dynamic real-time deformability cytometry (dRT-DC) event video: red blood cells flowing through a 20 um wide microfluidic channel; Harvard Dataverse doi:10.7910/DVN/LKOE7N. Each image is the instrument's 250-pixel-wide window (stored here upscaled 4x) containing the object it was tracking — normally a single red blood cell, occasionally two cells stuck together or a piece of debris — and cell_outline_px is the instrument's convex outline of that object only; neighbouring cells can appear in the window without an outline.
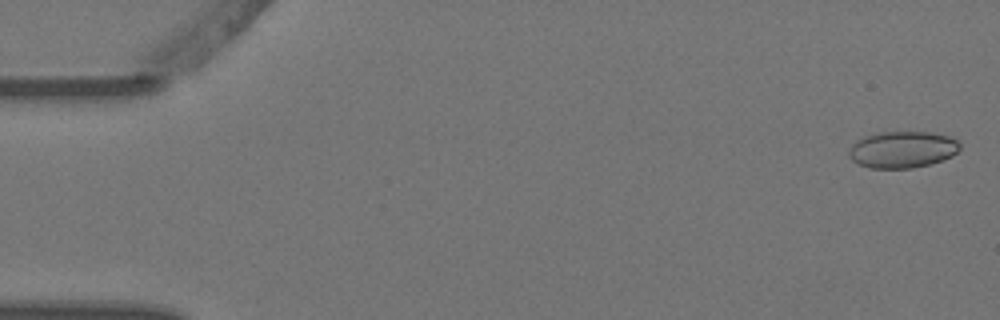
{"species": "Egyptian fruit bat (a non-hibernating species)", "species_latin": "Rousettus aegyptiacus", "temperature_condition": "warm", "stored_images_in_passage": 5, "camera_frame_rate_fps": 3000, "um_per_image_px": 0.085, "animal": {"sex": "female"}, "frame": {"image": 1, "passage_image": 1, "time_ms": 0.0, "image_size_px": [1000, 320], "cell_outline_px": [[960, 148], [952, 156], [932, 164], [912, 168], [868, 168], [852, 160], [848, 156], [848, 152], [852, 144], [856, 140], [864, 136], [880, 132], [932, 132], [948, 136], [956, 140], [960, 144]], "centroid_in_image_um": [76.69, 12.71], "position_along_channel_um": 8.3, "area_um2": 23.81}}
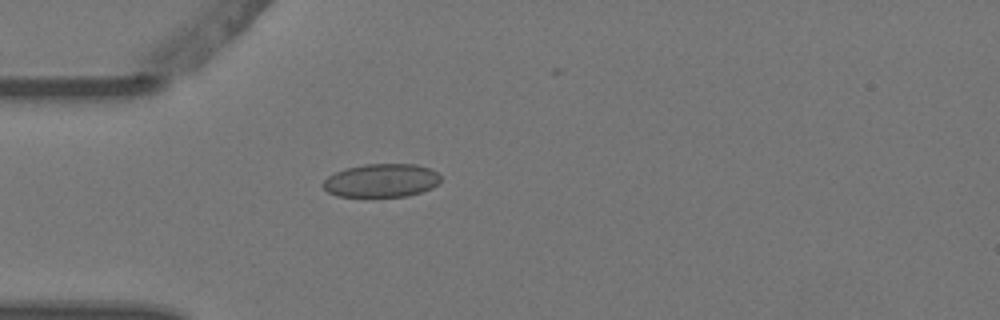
{"frame": {"image": 2, "passage_image": 5, "time_ms": 1.333, "image_size_px": [1000, 320], "cell_outline_px": [[440, 184], [432, 188], [408, 196], [336, 196], [328, 192], [320, 184], [328, 176], [344, 168], [364, 164], [416, 164], [428, 168], [436, 172], [440, 176]], "centroid_in_image_um": [32.41, 15.34], "position_along_channel_um": 52.6, "area_um2": 22.95}}